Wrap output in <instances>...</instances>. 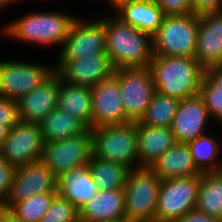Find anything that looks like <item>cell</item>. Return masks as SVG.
<instances>
[{"instance_id":"1","label":"cell","mask_w":222,"mask_h":222,"mask_svg":"<svg viewBox=\"0 0 222 222\" xmlns=\"http://www.w3.org/2000/svg\"><path fill=\"white\" fill-rule=\"evenodd\" d=\"M148 69L156 92L178 100L199 94L205 68L193 57L153 55Z\"/></svg>"},{"instance_id":"2","label":"cell","mask_w":222,"mask_h":222,"mask_svg":"<svg viewBox=\"0 0 222 222\" xmlns=\"http://www.w3.org/2000/svg\"><path fill=\"white\" fill-rule=\"evenodd\" d=\"M111 16L105 17V32L106 54L112 67H148L154 55L152 36Z\"/></svg>"},{"instance_id":"3","label":"cell","mask_w":222,"mask_h":222,"mask_svg":"<svg viewBox=\"0 0 222 222\" xmlns=\"http://www.w3.org/2000/svg\"><path fill=\"white\" fill-rule=\"evenodd\" d=\"M76 17L57 12H33L2 28L7 38L40 46L63 45Z\"/></svg>"},{"instance_id":"4","label":"cell","mask_w":222,"mask_h":222,"mask_svg":"<svg viewBox=\"0 0 222 222\" xmlns=\"http://www.w3.org/2000/svg\"><path fill=\"white\" fill-rule=\"evenodd\" d=\"M90 133L94 158L120 163L129 169L139 167L138 121L92 127Z\"/></svg>"},{"instance_id":"5","label":"cell","mask_w":222,"mask_h":222,"mask_svg":"<svg viewBox=\"0 0 222 222\" xmlns=\"http://www.w3.org/2000/svg\"><path fill=\"white\" fill-rule=\"evenodd\" d=\"M162 179L147 166L128 172L125 192V221L155 222L156 205Z\"/></svg>"},{"instance_id":"6","label":"cell","mask_w":222,"mask_h":222,"mask_svg":"<svg viewBox=\"0 0 222 222\" xmlns=\"http://www.w3.org/2000/svg\"><path fill=\"white\" fill-rule=\"evenodd\" d=\"M200 20L193 13L165 15L162 24L152 36L153 54L193 57Z\"/></svg>"},{"instance_id":"7","label":"cell","mask_w":222,"mask_h":222,"mask_svg":"<svg viewBox=\"0 0 222 222\" xmlns=\"http://www.w3.org/2000/svg\"><path fill=\"white\" fill-rule=\"evenodd\" d=\"M200 182L201 175L162 179L155 222H177L195 209Z\"/></svg>"},{"instance_id":"8","label":"cell","mask_w":222,"mask_h":222,"mask_svg":"<svg viewBox=\"0 0 222 222\" xmlns=\"http://www.w3.org/2000/svg\"><path fill=\"white\" fill-rule=\"evenodd\" d=\"M113 74L118 79L127 119L140 121L156 92L150 70L148 67L118 68L113 70Z\"/></svg>"},{"instance_id":"9","label":"cell","mask_w":222,"mask_h":222,"mask_svg":"<svg viewBox=\"0 0 222 222\" xmlns=\"http://www.w3.org/2000/svg\"><path fill=\"white\" fill-rule=\"evenodd\" d=\"M91 157L92 139L88 129L74 137L45 142L40 160L58 177L69 169L87 165Z\"/></svg>"},{"instance_id":"10","label":"cell","mask_w":222,"mask_h":222,"mask_svg":"<svg viewBox=\"0 0 222 222\" xmlns=\"http://www.w3.org/2000/svg\"><path fill=\"white\" fill-rule=\"evenodd\" d=\"M23 61H0V97L18 101L40 86L55 71L54 67Z\"/></svg>"},{"instance_id":"11","label":"cell","mask_w":222,"mask_h":222,"mask_svg":"<svg viewBox=\"0 0 222 222\" xmlns=\"http://www.w3.org/2000/svg\"><path fill=\"white\" fill-rule=\"evenodd\" d=\"M45 145L39 123L20 120L0 146V156L16 167L39 161Z\"/></svg>"},{"instance_id":"12","label":"cell","mask_w":222,"mask_h":222,"mask_svg":"<svg viewBox=\"0 0 222 222\" xmlns=\"http://www.w3.org/2000/svg\"><path fill=\"white\" fill-rule=\"evenodd\" d=\"M93 20H74L57 60H75L94 53H106L105 18Z\"/></svg>"},{"instance_id":"13","label":"cell","mask_w":222,"mask_h":222,"mask_svg":"<svg viewBox=\"0 0 222 222\" xmlns=\"http://www.w3.org/2000/svg\"><path fill=\"white\" fill-rule=\"evenodd\" d=\"M58 192L57 177L41 160L18 166L5 208L37 194Z\"/></svg>"},{"instance_id":"14","label":"cell","mask_w":222,"mask_h":222,"mask_svg":"<svg viewBox=\"0 0 222 222\" xmlns=\"http://www.w3.org/2000/svg\"><path fill=\"white\" fill-rule=\"evenodd\" d=\"M90 89L92 95V127L130 122L123 107L118 79L113 73Z\"/></svg>"},{"instance_id":"15","label":"cell","mask_w":222,"mask_h":222,"mask_svg":"<svg viewBox=\"0 0 222 222\" xmlns=\"http://www.w3.org/2000/svg\"><path fill=\"white\" fill-rule=\"evenodd\" d=\"M53 67L62 81L88 87L106 79L114 70L106 53H94L75 60H58Z\"/></svg>"},{"instance_id":"16","label":"cell","mask_w":222,"mask_h":222,"mask_svg":"<svg viewBox=\"0 0 222 222\" xmlns=\"http://www.w3.org/2000/svg\"><path fill=\"white\" fill-rule=\"evenodd\" d=\"M60 89V76L54 72L40 86L24 94L17 101L20 120L40 123L57 107Z\"/></svg>"},{"instance_id":"17","label":"cell","mask_w":222,"mask_h":222,"mask_svg":"<svg viewBox=\"0 0 222 222\" xmlns=\"http://www.w3.org/2000/svg\"><path fill=\"white\" fill-rule=\"evenodd\" d=\"M208 119V110L199 94L180 100L171 125L177 143H187L205 134Z\"/></svg>"},{"instance_id":"18","label":"cell","mask_w":222,"mask_h":222,"mask_svg":"<svg viewBox=\"0 0 222 222\" xmlns=\"http://www.w3.org/2000/svg\"><path fill=\"white\" fill-rule=\"evenodd\" d=\"M194 57L204 67L222 65V11L199 16Z\"/></svg>"},{"instance_id":"19","label":"cell","mask_w":222,"mask_h":222,"mask_svg":"<svg viewBox=\"0 0 222 222\" xmlns=\"http://www.w3.org/2000/svg\"><path fill=\"white\" fill-rule=\"evenodd\" d=\"M124 188L98 190L80 211V222L125 221Z\"/></svg>"},{"instance_id":"20","label":"cell","mask_w":222,"mask_h":222,"mask_svg":"<svg viewBox=\"0 0 222 222\" xmlns=\"http://www.w3.org/2000/svg\"><path fill=\"white\" fill-rule=\"evenodd\" d=\"M115 12L114 15L123 23L151 36L157 32L165 16L155 0H133L121 5Z\"/></svg>"},{"instance_id":"21","label":"cell","mask_w":222,"mask_h":222,"mask_svg":"<svg viewBox=\"0 0 222 222\" xmlns=\"http://www.w3.org/2000/svg\"><path fill=\"white\" fill-rule=\"evenodd\" d=\"M58 194L79 210L98 192L88 165L63 172L57 177Z\"/></svg>"},{"instance_id":"22","label":"cell","mask_w":222,"mask_h":222,"mask_svg":"<svg viewBox=\"0 0 222 222\" xmlns=\"http://www.w3.org/2000/svg\"><path fill=\"white\" fill-rule=\"evenodd\" d=\"M176 143L171 128L150 127L138 121L139 167H150L155 160Z\"/></svg>"},{"instance_id":"23","label":"cell","mask_w":222,"mask_h":222,"mask_svg":"<svg viewBox=\"0 0 222 222\" xmlns=\"http://www.w3.org/2000/svg\"><path fill=\"white\" fill-rule=\"evenodd\" d=\"M150 168L161 179L191 177L202 174L194 164L187 143H176L155 160Z\"/></svg>"},{"instance_id":"24","label":"cell","mask_w":222,"mask_h":222,"mask_svg":"<svg viewBox=\"0 0 222 222\" xmlns=\"http://www.w3.org/2000/svg\"><path fill=\"white\" fill-rule=\"evenodd\" d=\"M57 107L80 119L92 128V95L88 86L73 85L61 80Z\"/></svg>"},{"instance_id":"25","label":"cell","mask_w":222,"mask_h":222,"mask_svg":"<svg viewBox=\"0 0 222 222\" xmlns=\"http://www.w3.org/2000/svg\"><path fill=\"white\" fill-rule=\"evenodd\" d=\"M45 142L74 137L85 133L89 128L77 117L56 107L40 123Z\"/></svg>"},{"instance_id":"26","label":"cell","mask_w":222,"mask_h":222,"mask_svg":"<svg viewBox=\"0 0 222 222\" xmlns=\"http://www.w3.org/2000/svg\"><path fill=\"white\" fill-rule=\"evenodd\" d=\"M195 209L208 216L222 219V175L219 172L201 174Z\"/></svg>"},{"instance_id":"27","label":"cell","mask_w":222,"mask_h":222,"mask_svg":"<svg viewBox=\"0 0 222 222\" xmlns=\"http://www.w3.org/2000/svg\"><path fill=\"white\" fill-rule=\"evenodd\" d=\"M87 165L98 190L125 187L130 170L127 166L112 161L96 159L93 156Z\"/></svg>"},{"instance_id":"28","label":"cell","mask_w":222,"mask_h":222,"mask_svg":"<svg viewBox=\"0 0 222 222\" xmlns=\"http://www.w3.org/2000/svg\"><path fill=\"white\" fill-rule=\"evenodd\" d=\"M193 157L194 164L201 173L218 172V159L220 157L221 145L214 137L205 134L187 142Z\"/></svg>"},{"instance_id":"29","label":"cell","mask_w":222,"mask_h":222,"mask_svg":"<svg viewBox=\"0 0 222 222\" xmlns=\"http://www.w3.org/2000/svg\"><path fill=\"white\" fill-rule=\"evenodd\" d=\"M179 102L174 97L155 92L139 122L150 127L171 128Z\"/></svg>"},{"instance_id":"30","label":"cell","mask_w":222,"mask_h":222,"mask_svg":"<svg viewBox=\"0 0 222 222\" xmlns=\"http://www.w3.org/2000/svg\"><path fill=\"white\" fill-rule=\"evenodd\" d=\"M58 192L33 195L15 203L10 210L24 222H39Z\"/></svg>"},{"instance_id":"31","label":"cell","mask_w":222,"mask_h":222,"mask_svg":"<svg viewBox=\"0 0 222 222\" xmlns=\"http://www.w3.org/2000/svg\"><path fill=\"white\" fill-rule=\"evenodd\" d=\"M39 222H80V211L70 201L57 194Z\"/></svg>"},{"instance_id":"32","label":"cell","mask_w":222,"mask_h":222,"mask_svg":"<svg viewBox=\"0 0 222 222\" xmlns=\"http://www.w3.org/2000/svg\"><path fill=\"white\" fill-rule=\"evenodd\" d=\"M16 168L0 156V207L6 205Z\"/></svg>"},{"instance_id":"33","label":"cell","mask_w":222,"mask_h":222,"mask_svg":"<svg viewBox=\"0 0 222 222\" xmlns=\"http://www.w3.org/2000/svg\"><path fill=\"white\" fill-rule=\"evenodd\" d=\"M199 93H222V65L205 68Z\"/></svg>"},{"instance_id":"34","label":"cell","mask_w":222,"mask_h":222,"mask_svg":"<svg viewBox=\"0 0 222 222\" xmlns=\"http://www.w3.org/2000/svg\"><path fill=\"white\" fill-rule=\"evenodd\" d=\"M19 121L17 101L0 97V123L11 128Z\"/></svg>"},{"instance_id":"35","label":"cell","mask_w":222,"mask_h":222,"mask_svg":"<svg viewBox=\"0 0 222 222\" xmlns=\"http://www.w3.org/2000/svg\"><path fill=\"white\" fill-rule=\"evenodd\" d=\"M165 15L192 13L193 0H155Z\"/></svg>"},{"instance_id":"36","label":"cell","mask_w":222,"mask_h":222,"mask_svg":"<svg viewBox=\"0 0 222 222\" xmlns=\"http://www.w3.org/2000/svg\"><path fill=\"white\" fill-rule=\"evenodd\" d=\"M199 95L204 101L210 119L212 117L222 123V93H199Z\"/></svg>"},{"instance_id":"37","label":"cell","mask_w":222,"mask_h":222,"mask_svg":"<svg viewBox=\"0 0 222 222\" xmlns=\"http://www.w3.org/2000/svg\"><path fill=\"white\" fill-rule=\"evenodd\" d=\"M222 0H193L192 13L202 15L207 13L221 12Z\"/></svg>"},{"instance_id":"38","label":"cell","mask_w":222,"mask_h":222,"mask_svg":"<svg viewBox=\"0 0 222 222\" xmlns=\"http://www.w3.org/2000/svg\"><path fill=\"white\" fill-rule=\"evenodd\" d=\"M177 222H222V219L208 216L193 209L181 217Z\"/></svg>"},{"instance_id":"39","label":"cell","mask_w":222,"mask_h":222,"mask_svg":"<svg viewBox=\"0 0 222 222\" xmlns=\"http://www.w3.org/2000/svg\"><path fill=\"white\" fill-rule=\"evenodd\" d=\"M0 222H24L10 209L0 207Z\"/></svg>"},{"instance_id":"40","label":"cell","mask_w":222,"mask_h":222,"mask_svg":"<svg viewBox=\"0 0 222 222\" xmlns=\"http://www.w3.org/2000/svg\"><path fill=\"white\" fill-rule=\"evenodd\" d=\"M9 130L10 128L8 126L0 123V146L8 136Z\"/></svg>"},{"instance_id":"41","label":"cell","mask_w":222,"mask_h":222,"mask_svg":"<svg viewBox=\"0 0 222 222\" xmlns=\"http://www.w3.org/2000/svg\"><path fill=\"white\" fill-rule=\"evenodd\" d=\"M130 1H133V0H107L106 2H109L113 6V8L117 10L121 5L128 3Z\"/></svg>"},{"instance_id":"42","label":"cell","mask_w":222,"mask_h":222,"mask_svg":"<svg viewBox=\"0 0 222 222\" xmlns=\"http://www.w3.org/2000/svg\"><path fill=\"white\" fill-rule=\"evenodd\" d=\"M19 1H22V0H0V10L1 9H4L5 7L11 5L12 3H18ZM4 7V8H3Z\"/></svg>"},{"instance_id":"43","label":"cell","mask_w":222,"mask_h":222,"mask_svg":"<svg viewBox=\"0 0 222 222\" xmlns=\"http://www.w3.org/2000/svg\"><path fill=\"white\" fill-rule=\"evenodd\" d=\"M218 172L222 175V162H221V164H220V167H219Z\"/></svg>"}]
</instances>
